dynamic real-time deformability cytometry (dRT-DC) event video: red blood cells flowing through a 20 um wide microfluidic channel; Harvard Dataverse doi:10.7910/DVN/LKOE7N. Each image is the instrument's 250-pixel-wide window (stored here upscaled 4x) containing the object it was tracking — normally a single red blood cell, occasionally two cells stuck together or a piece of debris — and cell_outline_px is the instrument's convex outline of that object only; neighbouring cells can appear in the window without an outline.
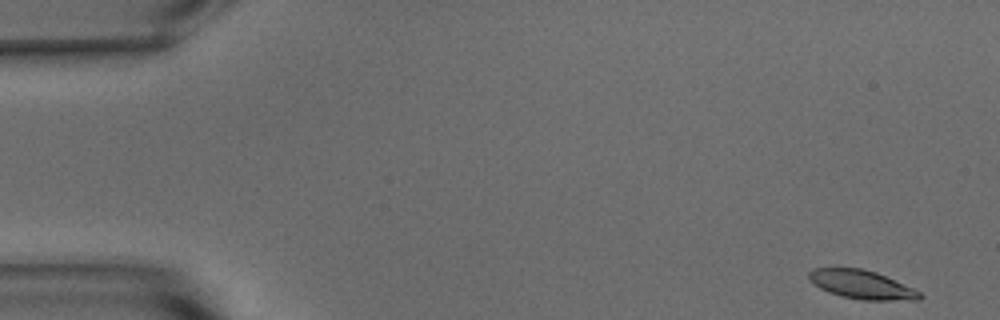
{"species": "common noctule bat (a hibernating species)", "species_latin": "Nyctalus noctula", "temperature_condition": "warm", "stored_images_in_passage": 13, "camera_frame_rate_fps": 3000, "um_per_image_px": 0.085, "animal": {"sex": "male", "body_mass_g": 15.6}, "frame": {"image": 1, "passage_image": 1, "time_ms": 0.0, "image_size_px": [1000, 320], "cell_outline_px": [[924, 296], [920, 300], [864, 300], [840, 296], [828, 292], [812, 284], [808, 280], [808, 272], [812, 268], [864, 268], [876, 272], [912, 288], [920, 292]], "centroid_in_image_um": [73.2, 24.19], "position_along_channel_um": 11.8, "area_um2": 18.61}}